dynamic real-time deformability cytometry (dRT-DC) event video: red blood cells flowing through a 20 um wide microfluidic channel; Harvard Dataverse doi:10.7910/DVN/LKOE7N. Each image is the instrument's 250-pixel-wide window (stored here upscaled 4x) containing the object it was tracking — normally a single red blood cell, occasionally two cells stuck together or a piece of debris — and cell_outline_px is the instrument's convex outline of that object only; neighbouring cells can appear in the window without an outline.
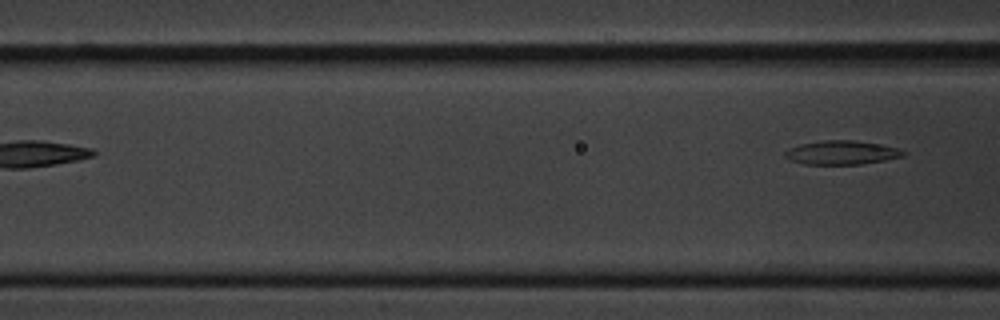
{"species": "common noctule bat (a hibernating species)", "species_latin": "Nyctalus noctula", "temperature_condition": "cold", "stored_images_in_passage": 6, "camera_frame_rate_fps": 3000, "um_per_image_px": 0.085, "animal": {"sex": "male", "body_mass_g": 20.1, "forearm_length_mm": 53.5}, "frame": {"image": 1, "passage_image": 6, "time_ms": 6.0, "image_size_px": [1000, 320], "cell_outline_px": [[908, 152], [904, 156], [884, 160], [860, 164], [804, 164], [788, 160], [784, 156], [784, 152], [788, 148], [800, 144], [824, 140], [852, 140], [880, 144], [896, 148]], "centroid_in_image_um": [71.51, 12.97], "position_along_channel_um": 95.1, "area_um2": 16.47}}